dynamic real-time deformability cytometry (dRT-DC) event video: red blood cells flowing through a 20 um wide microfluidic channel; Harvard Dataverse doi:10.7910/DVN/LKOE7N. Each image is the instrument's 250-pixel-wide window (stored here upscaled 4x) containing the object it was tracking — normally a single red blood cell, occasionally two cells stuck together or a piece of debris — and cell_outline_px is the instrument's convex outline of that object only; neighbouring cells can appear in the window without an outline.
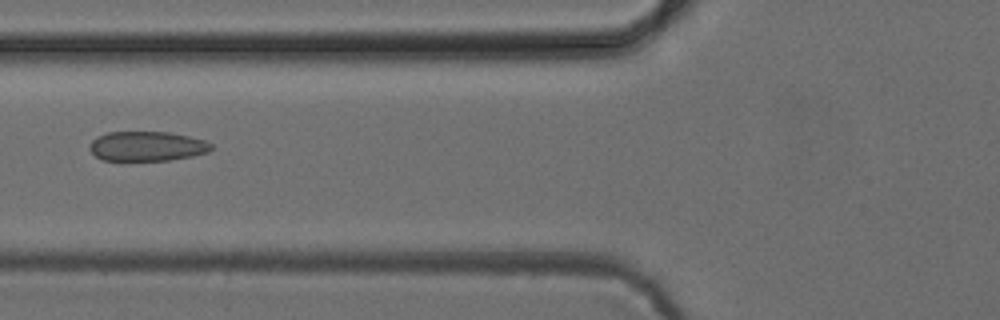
{"species": "common noctule bat (a hibernating species)", "species_latin": "Nyctalus noctula", "temperature_condition": "cold", "stored_images_in_passage": 2, "camera_frame_rate_fps": 3000, "um_per_image_px": 0.085, "animal": {"sex": "female", "body_mass_g": 24.6, "forearm_length_mm": 56.2}, "frame": {"image": 1, "passage_image": 2, "time_ms": 1.0, "image_size_px": [1000, 320], "cell_outline_px": [[212, 148], [208, 152], [192, 156], [168, 160], [104, 160], [96, 156], [88, 148], [88, 144], [96, 136], [108, 132], [168, 132], [188, 136], [204, 140], [212, 144]], "centroid_in_image_um": [12.46, 12.42], "position_along_channel_um": 113.3, "area_um2": 20.98}}